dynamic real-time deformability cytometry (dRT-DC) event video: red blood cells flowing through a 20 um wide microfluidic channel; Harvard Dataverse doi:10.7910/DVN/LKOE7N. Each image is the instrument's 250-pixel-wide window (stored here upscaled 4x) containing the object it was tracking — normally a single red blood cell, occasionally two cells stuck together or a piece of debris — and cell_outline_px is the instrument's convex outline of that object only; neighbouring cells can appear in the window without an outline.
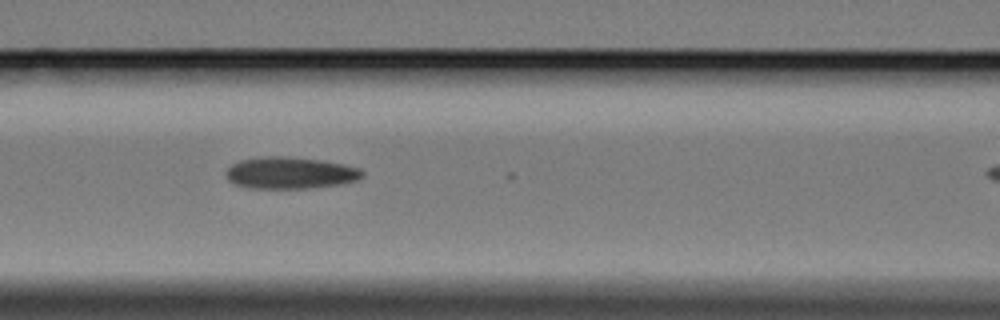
{"species": "Egyptian fruit bat (a non-hibernating species)", "species_latin": "Rousettus aegyptiacus", "temperature_condition": "cold", "stored_images_in_passage": 7, "segment_of_instrument_passage": [1, 2], "camera_frame_rate_fps": 3000, "um_per_image_px": 0.085, "animal": {"sex": "female"}, "frame": {"image": 1, "passage_image": 4, "time_ms": 3.333, "image_size_px": [1000, 320], "cell_outline_px": [[364, 176], [360, 180], [340, 184], [308, 188], [248, 188], [236, 184], [228, 180], [224, 172], [232, 164], [240, 160], [264, 156], [288, 156], [320, 160], [344, 164], [360, 168], [364, 172]], "centroid_in_image_um": [24.68, 14.69], "position_along_channel_um": 141.9, "area_um2": 25.43}}
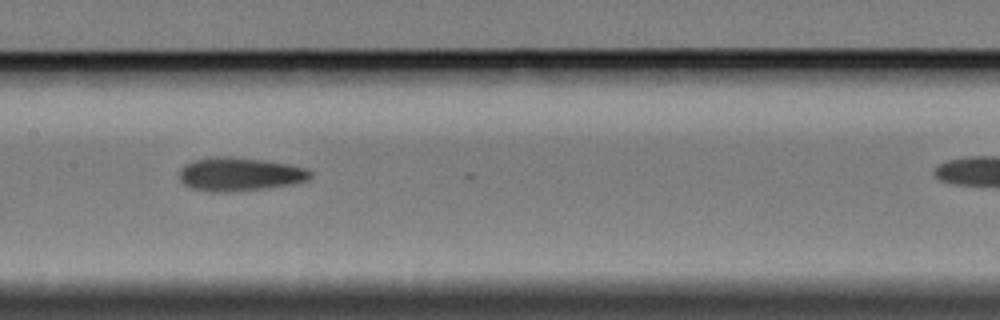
{"frame": {"image": 2, "passage_image": 5, "time_ms": 4.667, "image_size_px": [1000, 320], "cell_outline_px": [[312, 176], [308, 180], [292, 184], [268, 188], [228, 192], [208, 192], [192, 188], [184, 184], [180, 180], [180, 168], [184, 164], [196, 160], [216, 156], [228, 156], [264, 160], [288, 164], [308, 168], [312, 172]], "centroid_in_image_um": [20.39, 14.81], "position_along_channel_um": 187.0, "area_um2": 25.78}}
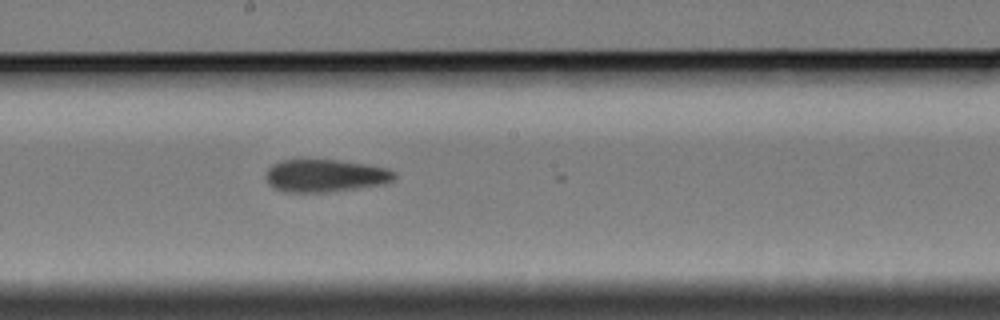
{"frame": {"image": 3, "passage_image": 6, "time_ms": 5.667, "image_size_px": [1000, 320], "cell_outline_px": [[396, 176], [392, 180], [384, 184], [356, 188], [324, 192], [284, 192], [276, 188], [268, 180], [268, 168], [272, 164], [280, 160], [336, 160], [364, 164], [388, 168], [396, 172]], "centroid_in_image_um": [27.68, 14.93], "position_along_channel_um": 220.5, "area_um2": 24.04}}